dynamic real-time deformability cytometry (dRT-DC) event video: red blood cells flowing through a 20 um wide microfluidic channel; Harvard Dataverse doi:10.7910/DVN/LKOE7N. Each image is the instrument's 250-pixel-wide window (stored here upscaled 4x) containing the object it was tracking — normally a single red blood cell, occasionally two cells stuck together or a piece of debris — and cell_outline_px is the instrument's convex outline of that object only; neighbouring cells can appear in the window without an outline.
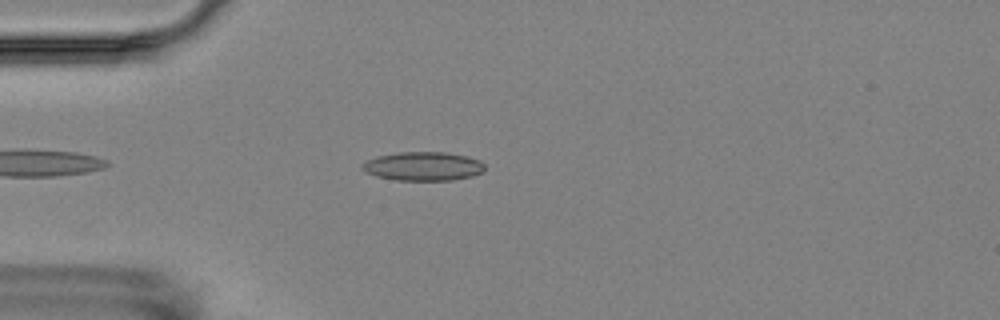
{"species": "Egyptian fruit bat (a non-hibernating species)", "species_latin": "Rousettus aegyptiacus", "temperature_condition": "room temperature", "stored_images_in_passage": 10, "camera_frame_rate_fps": 3000, "um_per_image_px": 0.085, "animal": {"sex": "female"}, "frame": {"image": 1, "passage_image": 4, "time_ms": 4.333, "image_size_px": [1000, 320], "cell_outline_px": [[484, 168], [480, 172], [472, 176], [452, 180], [396, 180], [376, 176], [364, 172], [360, 168], [360, 164], [376, 156], [400, 152], [448, 152], [480, 160], [484, 164]], "centroid_in_image_um": [35.91, 14.13], "position_along_channel_um": 49.1, "area_um2": 20.58}}
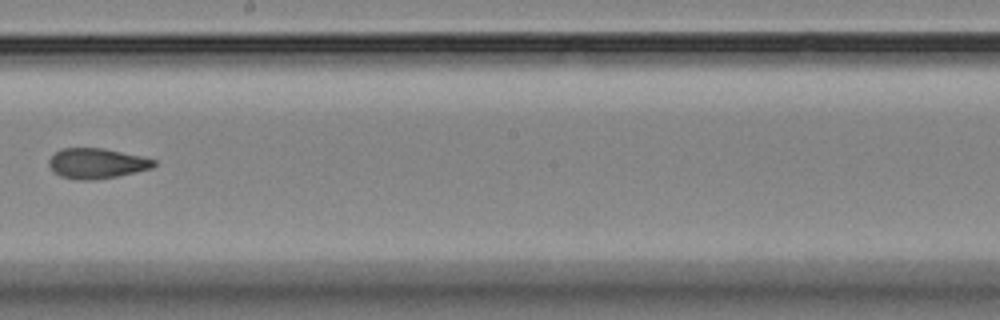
{"frame": {"image": 2, "passage_image": 9, "time_ms": 10.0, "image_size_px": [1000, 320], "cell_outline_px": [[156, 164], [152, 168], [116, 176], [92, 180], [76, 180], [60, 176], [48, 164], [48, 160], [60, 148], [104, 148], [140, 156], [156, 160]], "centroid_in_image_um": [8.21, 13.88], "position_along_channel_um": 240.0, "area_um2": 18.32}}
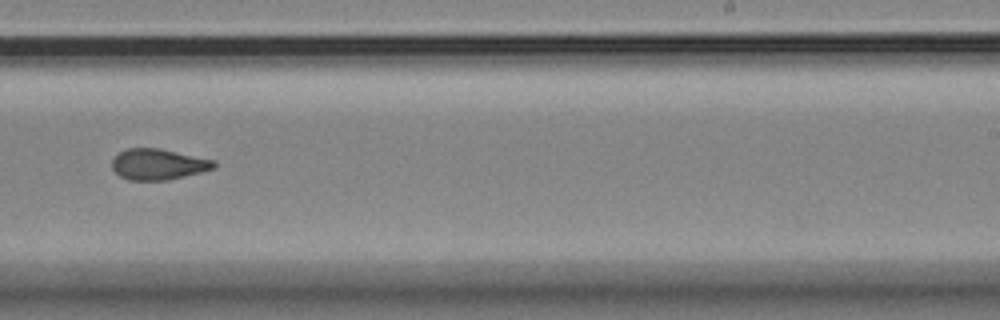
{"frame": {"image": 3, "passage_image": 10, "time_ms": 11.0, "image_size_px": [1000, 320], "cell_outline_px": [[216, 168], [168, 180], [128, 180], [120, 176], [112, 168], [112, 160], [120, 152], [128, 148], [160, 148], [216, 160]], "centroid_in_image_um": [13.47, 13.96], "position_along_channel_um": 275.5, "area_um2": 18.38}}